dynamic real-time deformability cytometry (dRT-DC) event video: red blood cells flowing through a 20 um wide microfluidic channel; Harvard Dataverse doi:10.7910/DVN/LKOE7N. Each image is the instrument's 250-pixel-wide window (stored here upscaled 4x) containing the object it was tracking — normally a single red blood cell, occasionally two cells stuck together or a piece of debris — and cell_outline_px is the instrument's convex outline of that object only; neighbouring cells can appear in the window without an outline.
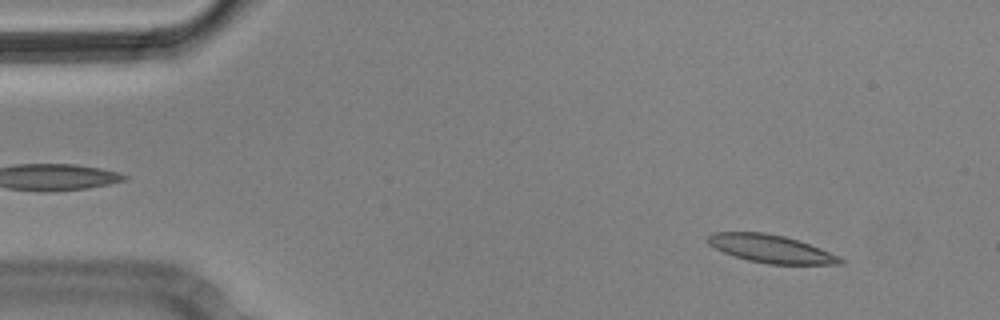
{"species": "Egyptian fruit bat (a non-hibernating species)", "species_latin": "Rousettus aegyptiacus", "temperature_condition": "cold", "stored_images_in_passage": 3, "camera_frame_rate_fps": 3000, "um_per_image_px": 0.085, "animal": {"sex": "male"}, "frame": {"image": 1, "passage_image": 1, "time_ms": 0.0, "image_size_px": [1000, 320], "cell_outline_px": [[844, 264], [768, 264], [748, 260], [724, 252], [708, 244], [708, 236], [712, 232], [764, 232], [784, 236], [820, 248], [844, 260]], "centroid_in_image_um": [65.5, 21.14], "position_along_channel_um": 19.5, "area_um2": 21.15}}
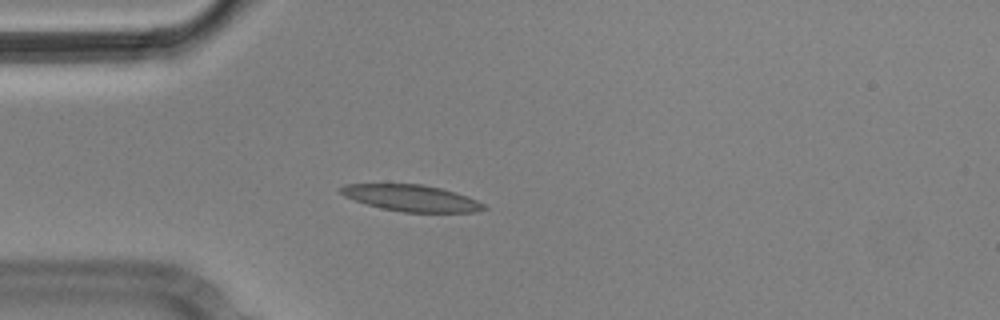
{"frame": {"image": 2, "passage_image": 3, "time_ms": 0.667, "image_size_px": [1000, 320], "cell_outline_px": [[488, 208], [476, 212], [404, 212], [380, 208], [344, 196], [340, 192], [340, 188], [344, 184], [424, 184], [456, 192], [468, 196], [484, 204]], "centroid_in_image_um": [35.0, 16.83], "position_along_channel_um": 50.0, "area_um2": 21.96}}